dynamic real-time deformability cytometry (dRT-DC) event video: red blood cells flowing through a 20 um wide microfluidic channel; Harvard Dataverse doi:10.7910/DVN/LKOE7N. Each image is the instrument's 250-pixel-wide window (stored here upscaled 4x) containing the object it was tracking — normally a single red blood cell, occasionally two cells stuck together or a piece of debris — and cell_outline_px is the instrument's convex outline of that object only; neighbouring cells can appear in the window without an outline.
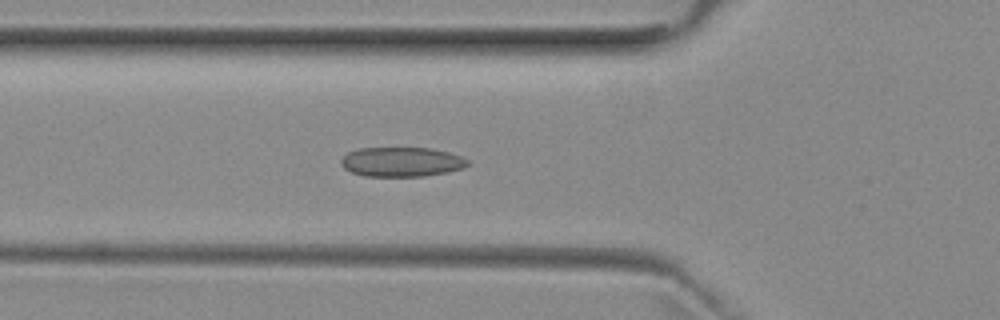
{"species": "common noctule bat (a hibernating species)", "species_latin": "Nyctalus noctula", "temperature_condition": "room temperature", "stored_images_in_passage": 52, "camera_frame_rate_fps": 3000, "um_per_image_px": 0.085, "animal": {"sex": "female", "body_mass_g": 29.2, "forearm_length_mm": 56.3}, "frame": {"image": 1, "passage_image": 18, "time_ms": 5.667, "image_size_px": [1000, 320], "cell_outline_px": [[468, 164], [464, 168], [448, 172], [424, 176], [364, 176], [352, 172], [344, 168], [340, 164], [340, 160], [348, 152], [356, 148], [432, 148], [448, 152], [460, 156], [468, 160]], "centroid_in_image_um": [34.12, 13.76], "position_along_channel_um": 91.7, "area_um2": 21.85}}
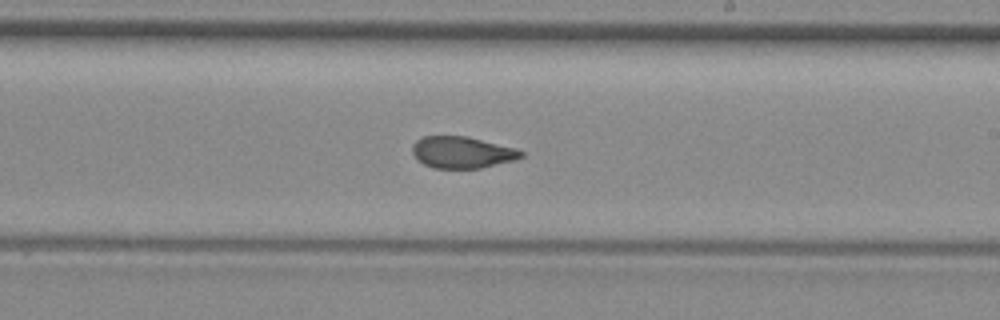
{"frame": {"image": 2, "passage_image": 30, "time_ms": 9.667, "image_size_px": [1000, 320], "cell_outline_px": [[524, 156], [516, 160], [480, 168], [432, 168], [416, 160], [412, 152], [412, 144], [416, 140], [424, 136], [464, 136], [516, 148], [524, 152]], "centroid_in_image_um": [39.26, 12.96], "position_along_channel_um": 249.7, "area_um2": 20.11}}
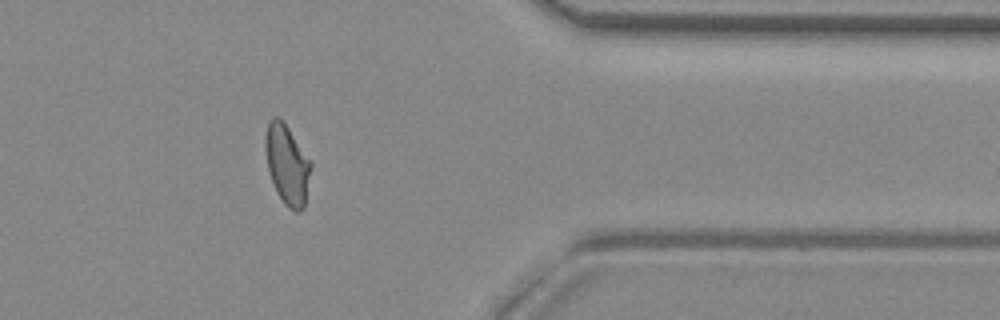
{"frame": {"image": 3, "passage_image": 42, "time_ms": 13.667, "image_size_px": [1000, 320], "cell_outline_px": [[312, 164], [304, 208], [300, 212], [296, 212], [288, 208], [284, 204], [276, 192], [268, 168], [264, 148], [264, 140], [268, 120], [272, 116], [276, 116], [288, 128], [312, 160]], "centroid_in_image_um": [24.41, 13.99], "position_along_channel_um": 387.0, "area_um2": 21.39}, "authors_computed_cell_mechanics": {"area_um2": 21.2993, "velocity_mm_per_s": 3.9391, "shape_relaxation_time_tau1_ms": 11.011, "shape_relaxation_time_tau2_ms": 1.122, "deformation_change_tau1": 0.2206, "deformation_change_tau2": 0.0607}}